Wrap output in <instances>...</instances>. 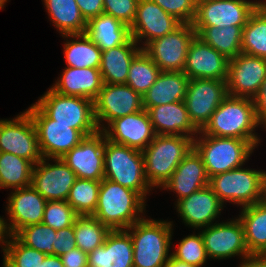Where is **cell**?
<instances>
[{"label": "cell", "mask_w": 266, "mask_h": 267, "mask_svg": "<svg viewBox=\"0 0 266 267\" xmlns=\"http://www.w3.org/2000/svg\"><path fill=\"white\" fill-rule=\"evenodd\" d=\"M257 127L261 128L255 115L253 100L228 95L200 132L215 137L248 140L258 147L261 139L256 132Z\"/></svg>", "instance_id": "cell-1"}, {"label": "cell", "mask_w": 266, "mask_h": 267, "mask_svg": "<svg viewBox=\"0 0 266 267\" xmlns=\"http://www.w3.org/2000/svg\"><path fill=\"white\" fill-rule=\"evenodd\" d=\"M146 203L137 192L104 178L92 216L111 230L128 229L145 217Z\"/></svg>", "instance_id": "cell-2"}, {"label": "cell", "mask_w": 266, "mask_h": 267, "mask_svg": "<svg viewBox=\"0 0 266 267\" xmlns=\"http://www.w3.org/2000/svg\"><path fill=\"white\" fill-rule=\"evenodd\" d=\"M173 224L145 216L126 229L133 242V267L166 266L171 257Z\"/></svg>", "instance_id": "cell-3"}, {"label": "cell", "mask_w": 266, "mask_h": 267, "mask_svg": "<svg viewBox=\"0 0 266 267\" xmlns=\"http://www.w3.org/2000/svg\"><path fill=\"white\" fill-rule=\"evenodd\" d=\"M193 147L194 139L189 136L155 135L142 151L149 185L161 189Z\"/></svg>", "instance_id": "cell-4"}, {"label": "cell", "mask_w": 266, "mask_h": 267, "mask_svg": "<svg viewBox=\"0 0 266 267\" xmlns=\"http://www.w3.org/2000/svg\"><path fill=\"white\" fill-rule=\"evenodd\" d=\"M104 178L137 192L145 201L154 190L146 179L142 151L113 143L106 136Z\"/></svg>", "instance_id": "cell-5"}, {"label": "cell", "mask_w": 266, "mask_h": 267, "mask_svg": "<svg viewBox=\"0 0 266 267\" xmlns=\"http://www.w3.org/2000/svg\"><path fill=\"white\" fill-rule=\"evenodd\" d=\"M194 148L201 155L210 178L246 165L257 147L248 140L204 135L199 131Z\"/></svg>", "instance_id": "cell-6"}, {"label": "cell", "mask_w": 266, "mask_h": 267, "mask_svg": "<svg viewBox=\"0 0 266 267\" xmlns=\"http://www.w3.org/2000/svg\"><path fill=\"white\" fill-rule=\"evenodd\" d=\"M56 124H67L84 137L97 133L93 101L78 96H66L51 87L34 102Z\"/></svg>", "instance_id": "cell-7"}, {"label": "cell", "mask_w": 266, "mask_h": 267, "mask_svg": "<svg viewBox=\"0 0 266 267\" xmlns=\"http://www.w3.org/2000/svg\"><path fill=\"white\" fill-rule=\"evenodd\" d=\"M264 173L262 169L244 168L243 165L210 177L209 186L224 206L228 202L242 208L259 202Z\"/></svg>", "instance_id": "cell-8"}, {"label": "cell", "mask_w": 266, "mask_h": 267, "mask_svg": "<svg viewBox=\"0 0 266 267\" xmlns=\"http://www.w3.org/2000/svg\"><path fill=\"white\" fill-rule=\"evenodd\" d=\"M31 116L42 157L61 159L85 137L67 124H56L35 103L25 109Z\"/></svg>", "instance_id": "cell-9"}, {"label": "cell", "mask_w": 266, "mask_h": 267, "mask_svg": "<svg viewBox=\"0 0 266 267\" xmlns=\"http://www.w3.org/2000/svg\"><path fill=\"white\" fill-rule=\"evenodd\" d=\"M94 117L99 131L113 120L143 110V98L127 84L103 83L93 101Z\"/></svg>", "instance_id": "cell-10"}, {"label": "cell", "mask_w": 266, "mask_h": 267, "mask_svg": "<svg viewBox=\"0 0 266 267\" xmlns=\"http://www.w3.org/2000/svg\"><path fill=\"white\" fill-rule=\"evenodd\" d=\"M0 152L29 160L33 165L42 160L37 131L25 110L11 119H0Z\"/></svg>", "instance_id": "cell-11"}, {"label": "cell", "mask_w": 266, "mask_h": 267, "mask_svg": "<svg viewBox=\"0 0 266 267\" xmlns=\"http://www.w3.org/2000/svg\"><path fill=\"white\" fill-rule=\"evenodd\" d=\"M227 96L226 80L189 79L184 102L189 119L198 131L205 127Z\"/></svg>", "instance_id": "cell-12"}, {"label": "cell", "mask_w": 266, "mask_h": 267, "mask_svg": "<svg viewBox=\"0 0 266 267\" xmlns=\"http://www.w3.org/2000/svg\"><path fill=\"white\" fill-rule=\"evenodd\" d=\"M199 230L209 259L226 260L236 256L241 260L250 255L245 243L244 229L237 216L225 222L219 220Z\"/></svg>", "instance_id": "cell-13"}, {"label": "cell", "mask_w": 266, "mask_h": 267, "mask_svg": "<svg viewBox=\"0 0 266 267\" xmlns=\"http://www.w3.org/2000/svg\"><path fill=\"white\" fill-rule=\"evenodd\" d=\"M266 0H196L193 26L244 27L251 13Z\"/></svg>", "instance_id": "cell-14"}, {"label": "cell", "mask_w": 266, "mask_h": 267, "mask_svg": "<svg viewBox=\"0 0 266 267\" xmlns=\"http://www.w3.org/2000/svg\"><path fill=\"white\" fill-rule=\"evenodd\" d=\"M195 35L192 24H181L173 32L149 42L143 50L161 71H183L188 47Z\"/></svg>", "instance_id": "cell-15"}, {"label": "cell", "mask_w": 266, "mask_h": 267, "mask_svg": "<svg viewBox=\"0 0 266 267\" xmlns=\"http://www.w3.org/2000/svg\"><path fill=\"white\" fill-rule=\"evenodd\" d=\"M76 179L74 171L61 159L43 157L33 165L31 185L47 201H66Z\"/></svg>", "instance_id": "cell-16"}, {"label": "cell", "mask_w": 266, "mask_h": 267, "mask_svg": "<svg viewBox=\"0 0 266 267\" xmlns=\"http://www.w3.org/2000/svg\"><path fill=\"white\" fill-rule=\"evenodd\" d=\"M266 79V59L245 53L228 63V95L253 99Z\"/></svg>", "instance_id": "cell-17"}, {"label": "cell", "mask_w": 266, "mask_h": 267, "mask_svg": "<svg viewBox=\"0 0 266 267\" xmlns=\"http://www.w3.org/2000/svg\"><path fill=\"white\" fill-rule=\"evenodd\" d=\"M181 24L155 2L139 0L134 22L130 26V33L143 49L149 42L173 32Z\"/></svg>", "instance_id": "cell-18"}, {"label": "cell", "mask_w": 266, "mask_h": 267, "mask_svg": "<svg viewBox=\"0 0 266 267\" xmlns=\"http://www.w3.org/2000/svg\"><path fill=\"white\" fill-rule=\"evenodd\" d=\"M104 143L105 134L98 131L85 137L61 160L74 171L77 178L102 181L104 179Z\"/></svg>", "instance_id": "cell-19"}, {"label": "cell", "mask_w": 266, "mask_h": 267, "mask_svg": "<svg viewBox=\"0 0 266 267\" xmlns=\"http://www.w3.org/2000/svg\"><path fill=\"white\" fill-rule=\"evenodd\" d=\"M175 204L176 212L185 226L198 230L218 222L224 206L218 196L207 185L195 191L190 196L178 200Z\"/></svg>", "instance_id": "cell-20"}, {"label": "cell", "mask_w": 266, "mask_h": 267, "mask_svg": "<svg viewBox=\"0 0 266 267\" xmlns=\"http://www.w3.org/2000/svg\"><path fill=\"white\" fill-rule=\"evenodd\" d=\"M8 196L5 220L11 235L25 226L42 223L47 200L32 185L11 190Z\"/></svg>", "instance_id": "cell-21"}, {"label": "cell", "mask_w": 266, "mask_h": 267, "mask_svg": "<svg viewBox=\"0 0 266 267\" xmlns=\"http://www.w3.org/2000/svg\"><path fill=\"white\" fill-rule=\"evenodd\" d=\"M102 132L107 140L140 151H143L156 135L145 109L113 120Z\"/></svg>", "instance_id": "cell-22"}, {"label": "cell", "mask_w": 266, "mask_h": 267, "mask_svg": "<svg viewBox=\"0 0 266 267\" xmlns=\"http://www.w3.org/2000/svg\"><path fill=\"white\" fill-rule=\"evenodd\" d=\"M229 60L197 35L188 47L183 72L189 79L227 80Z\"/></svg>", "instance_id": "cell-23"}, {"label": "cell", "mask_w": 266, "mask_h": 267, "mask_svg": "<svg viewBox=\"0 0 266 267\" xmlns=\"http://www.w3.org/2000/svg\"><path fill=\"white\" fill-rule=\"evenodd\" d=\"M209 185V177L201 155L193 147L161 188L175 193V203Z\"/></svg>", "instance_id": "cell-24"}, {"label": "cell", "mask_w": 266, "mask_h": 267, "mask_svg": "<svg viewBox=\"0 0 266 267\" xmlns=\"http://www.w3.org/2000/svg\"><path fill=\"white\" fill-rule=\"evenodd\" d=\"M88 266L133 267V242L126 229L111 230L102 246L88 253Z\"/></svg>", "instance_id": "cell-25"}, {"label": "cell", "mask_w": 266, "mask_h": 267, "mask_svg": "<svg viewBox=\"0 0 266 267\" xmlns=\"http://www.w3.org/2000/svg\"><path fill=\"white\" fill-rule=\"evenodd\" d=\"M147 112L156 135H181L194 139L199 133L189 119L184 101L151 107Z\"/></svg>", "instance_id": "cell-26"}, {"label": "cell", "mask_w": 266, "mask_h": 267, "mask_svg": "<svg viewBox=\"0 0 266 267\" xmlns=\"http://www.w3.org/2000/svg\"><path fill=\"white\" fill-rule=\"evenodd\" d=\"M63 70L55 83L50 86L55 92L95 100L103 85L99 68L66 66Z\"/></svg>", "instance_id": "cell-27"}, {"label": "cell", "mask_w": 266, "mask_h": 267, "mask_svg": "<svg viewBox=\"0 0 266 267\" xmlns=\"http://www.w3.org/2000/svg\"><path fill=\"white\" fill-rule=\"evenodd\" d=\"M189 77L183 71H161L155 83L143 95V108L184 101Z\"/></svg>", "instance_id": "cell-28"}, {"label": "cell", "mask_w": 266, "mask_h": 267, "mask_svg": "<svg viewBox=\"0 0 266 267\" xmlns=\"http://www.w3.org/2000/svg\"><path fill=\"white\" fill-rule=\"evenodd\" d=\"M141 49L131 37L125 44L102 51L99 70L103 83L126 84L131 62Z\"/></svg>", "instance_id": "cell-29"}, {"label": "cell", "mask_w": 266, "mask_h": 267, "mask_svg": "<svg viewBox=\"0 0 266 267\" xmlns=\"http://www.w3.org/2000/svg\"><path fill=\"white\" fill-rule=\"evenodd\" d=\"M85 33L102 51L125 44L131 38L128 25L104 13L87 22Z\"/></svg>", "instance_id": "cell-30"}, {"label": "cell", "mask_w": 266, "mask_h": 267, "mask_svg": "<svg viewBox=\"0 0 266 267\" xmlns=\"http://www.w3.org/2000/svg\"><path fill=\"white\" fill-rule=\"evenodd\" d=\"M48 18L62 35L84 34L87 21L75 0H43Z\"/></svg>", "instance_id": "cell-31"}, {"label": "cell", "mask_w": 266, "mask_h": 267, "mask_svg": "<svg viewBox=\"0 0 266 267\" xmlns=\"http://www.w3.org/2000/svg\"><path fill=\"white\" fill-rule=\"evenodd\" d=\"M237 216L243 226L250 254H266V206L257 202L240 208Z\"/></svg>", "instance_id": "cell-32"}, {"label": "cell", "mask_w": 266, "mask_h": 267, "mask_svg": "<svg viewBox=\"0 0 266 267\" xmlns=\"http://www.w3.org/2000/svg\"><path fill=\"white\" fill-rule=\"evenodd\" d=\"M66 66L74 68H100L102 50L84 34L62 35ZM66 39V40H65Z\"/></svg>", "instance_id": "cell-33"}, {"label": "cell", "mask_w": 266, "mask_h": 267, "mask_svg": "<svg viewBox=\"0 0 266 267\" xmlns=\"http://www.w3.org/2000/svg\"><path fill=\"white\" fill-rule=\"evenodd\" d=\"M196 35L228 60L241 53L243 28L239 26H193Z\"/></svg>", "instance_id": "cell-34"}, {"label": "cell", "mask_w": 266, "mask_h": 267, "mask_svg": "<svg viewBox=\"0 0 266 267\" xmlns=\"http://www.w3.org/2000/svg\"><path fill=\"white\" fill-rule=\"evenodd\" d=\"M241 52L266 59V1L258 5L243 27Z\"/></svg>", "instance_id": "cell-35"}, {"label": "cell", "mask_w": 266, "mask_h": 267, "mask_svg": "<svg viewBox=\"0 0 266 267\" xmlns=\"http://www.w3.org/2000/svg\"><path fill=\"white\" fill-rule=\"evenodd\" d=\"M33 164L11 153L0 152V190L20 189L31 185Z\"/></svg>", "instance_id": "cell-36"}, {"label": "cell", "mask_w": 266, "mask_h": 267, "mask_svg": "<svg viewBox=\"0 0 266 267\" xmlns=\"http://www.w3.org/2000/svg\"><path fill=\"white\" fill-rule=\"evenodd\" d=\"M73 225L76 246L86 253L102 246L111 231L92 215L78 216Z\"/></svg>", "instance_id": "cell-37"}, {"label": "cell", "mask_w": 266, "mask_h": 267, "mask_svg": "<svg viewBox=\"0 0 266 267\" xmlns=\"http://www.w3.org/2000/svg\"><path fill=\"white\" fill-rule=\"evenodd\" d=\"M160 73L159 67L141 49L131 62L126 84L143 97L147 90L155 83Z\"/></svg>", "instance_id": "cell-38"}, {"label": "cell", "mask_w": 266, "mask_h": 267, "mask_svg": "<svg viewBox=\"0 0 266 267\" xmlns=\"http://www.w3.org/2000/svg\"><path fill=\"white\" fill-rule=\"evenodd\" d=\"M101 181L77 178L70 189L67 202L79 215H93L98 201Z\"/></svg>", "instance_id": "cell-39"}, {"label": "cell", "mask_w": 266, "mask_h": 267, "mask_svg": "<svg viewBox=\"0 0 266 267\" xmlns=\"http://www.w3.org/2000/svg\"><path fill=\"white\" fill-rule=\"evenodd\" d=\"M25 246L54 255L53 244L56 240V230L43 223L23 227L14 235Z\"/></svg>", "instance_id": "cell-40"}, {"label": "cell", "mask_w": 266, "mask_h": 267, "mask_svg": "<svg viewBox=\"0 0 266 267\" xmlns=\"http://www.w3.org/2000/svg\"><path fill=\"white\" fill-rule=\"evenodd\" d=\"M47 255L22 244L14 235L9 238L2 267H40Z\"/></svg>", "instance_id": "cell-41"}, {"label": "cell", "mask_w": 266, "mask_h": 267, "mask_svg": "<svg viewBox=\"0 0 266 267\" xmlns=\"http://www.w3.org/2000/svg\"><path fill=\"white\" fill-rule=\"evenodd\" d=\"M174 251L171 255L182 262L197 266L205 267L207 261H209L204 240L201 232H193L192 234L185 236L180 240L176 247L172 244Z\"/></svg>", "instance_id": "cell-42"}, {"label": "cell", "mask_w": 266, "mask_h": 267, "mask_svg": "<svg viewBox=\"0 0 266 267\" xmlns=\"http://www.w3.org/2000/svg\"><path fill=\"white\" fill-rule=\"evenodd\" d=\"M78 216L67 201H47L42 223L59 230L72 226Z\"/></svg>", "instance_id": "cell-43"}, {"label": "cell", "mask_w": 266, "mask_h": 267, "mask_svg": "<svg viewBox=\"0 0 266 267\" xmlns=\"http://www.w3.org/2000/svg\"><path fill=\"white\" fill-rule=\"evenodd\" d=\"M182 24H192L196 14V0H151Z\"/></svg>", "instance_id": "cell-44"}, {"label": "cell", "mask_w": 266, "mask_h": 267, "mask_svg": "<svg viewBox=\"0 0 266 267\" xmlns=\"http://www.w3.org/2000/svg\"><path fill=\"white\" fill-rule=\"evenodd\" d=\"M139 0H103L104 14L110 15L129 27L134 22Z\"/></svg>", "instance_id": "cell-45"}, {"label": "cell", "mask_w": 266, "mask_h": 267, "mask_svg": "<svg viewBox=\"0 0 266 267\" xmlns=\"http://www.w3.org/2000/svg\"><path fill=\"white\" fill-rule=\"evenodd\" d=\"M76 247L74 225L56 230V240L55 244H53L55 256H61Z\"/></svg>", "instance_id": "cell-46"}, {"label": "cell", "mask_w": 266, "mask_h": 267, "mask_svg": "<svg viewBox=\"0 0 266 267\" xmlns=\"http://www.w3.org/2000/svg\"><path fill=\"white\" fill-rule=\"evenodd\" d=\"M255 115L261 128L266 131V79L262 82L257 94L252 99Z\"/></svg>", "instance_id": "cell-47"}, {"label": "cell", "mask_w": 266, "mask_h": 267, "mask_svg": "<svg viewBox=\"0 0 266 267\" xmlns=\"http://www.w3.org/2000/svg\"><path fill=\"white\" fill-rule=\"evenodd\" d=\"M64 267H88V253L78 247L60 256Z\"/></svg>", "instance_id": "cell-48"}, {"label": "cell", "mask_w": 266, "mask_h": 267, "mask_svg": "<svg viewBox=\"0 0 266 267\" xmlns=\"http://www.w3.org/2000/svg\"><path fill=\"white\" fill-rule=\"evenodd\" d=\"M81 14L88 22L90 19L104 13L103 0H75Z\"/></svg>", "instance_id": "cell-49"}, {"label": "cell", "mask_w": 266, "mask_h": 267, "mask_svg": "<svg viewBox=\"0 0 266 267\" xmlns=\"http://www.w3.org/2000/svg\"><path fill=\"white\" fill-rule=\"evenodd\" d=\"M238 267H266V254H250L240 260Z\"/></svg>", "instance_id": "cell-50"}, {"label": "cell", "mask_w": 266, "mask_h": 267, "mask_svg": "<svg viewBox=\"0 0 266 267\" xmlns=\"http://www.w3.org/2000/svg\"><path fill=\"white\" fill-rule=\"evenodd\" d=\"M5 219L6 218L0 216V248L2 249L1 251L3 252V256L11 236Z\"/></svg>", "instance_id": "cell-51"}, {"label": "cell", "mask_w": 266, "mask_h": 267, "mask_svg": "<svg viewBox=\"0 0 266 267\" xmlns=\"http://www.w3.org/2000/svg\"><path fill=\"white\" fill-rule=\"evenodd\" d=\"M40 267H64L60 256L47 255Z\"/></svg>", "instance_id": "cell-52"}, {"label": "cell", "mask_w": 266, "mask_h": 267, "mask_svg": "<svg viewBox=\"0 0 266 267\" xmlns=\"http://www.w3.org/2000/svg\"><path fill=\"white\" fill-rule=\"evenodd\" d=\"M165 267H197L191 264H188L186 262H182L178 259H175L172 255L170 259L168 260V263L166 264Z\"/></svg>", "instance_id": "cell-53"}, {"label": "cell", "mask_w": 266, "mask_h": 267, "mask_svg": "<svg viewBox=\"0 0 266 267\" xmlns=\"http://www.w3.org/2000/svg\"><path fill=\"white\" fill-rule=\"evenodd\" d=\"M259 203L266 206V171L262 176Z\"/></svg>", "instance_id": "cell-54"}, {"label": "cell", "mask_w": 266, "mask_h": 267, "mask_svg": "<svg viewBox=\"0 0 266 267\" xmlns=\"http://www.w3.org/2000/svg\"><path fill=\"white\" fill-rule=\"evenodd\" d=\"M9 2L8 0H0V10H2L5 7V4Z\"/></svg>", "instance_id": "cell-55"}]
</instances>
